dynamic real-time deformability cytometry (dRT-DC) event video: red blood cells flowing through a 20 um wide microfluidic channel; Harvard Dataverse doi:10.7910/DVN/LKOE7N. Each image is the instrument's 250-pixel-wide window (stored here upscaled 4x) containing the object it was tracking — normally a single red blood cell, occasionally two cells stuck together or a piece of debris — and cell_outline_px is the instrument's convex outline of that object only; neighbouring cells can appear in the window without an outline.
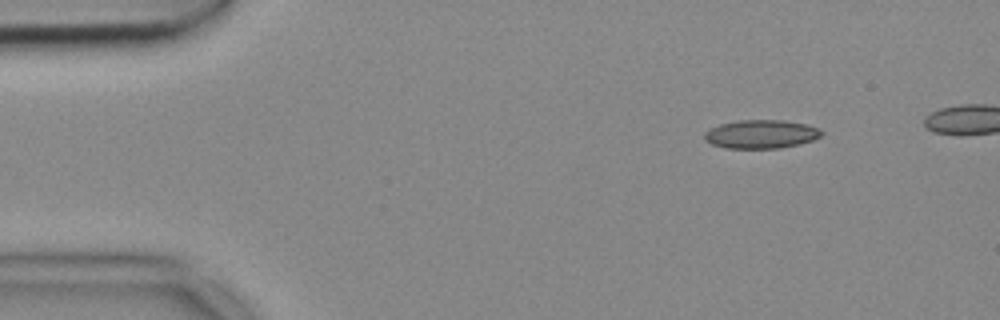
{"species": "common noctule bat (a hibernating species)", "species_latin": "Nyctalus noctula", "temperature_condition": "cold", "stored_images_in_passage": 43, "camera_frame_rate_fps": 3000, "um_per_image_px": 0.085, "animal": {"sex": "female", "body_mass_g": 18.4}, "frame": {"image": 1, "passage_image": 1, "time_ms": 0.0, "image_size_px": [1000, 320], "cell_outline_px": [[824, 132], [820, 136], [812, 140], [800, 144], [780, 148], [724, 148], [712, 144], [704, 140], [704, 132], [720, 124], [736, 120], [784, 120], [808, 124], [820, 128]], "centroid_in_image_um": [64.71, 11.4], "position_along_channel_um": 20.3, "area_um2": 19.65}}
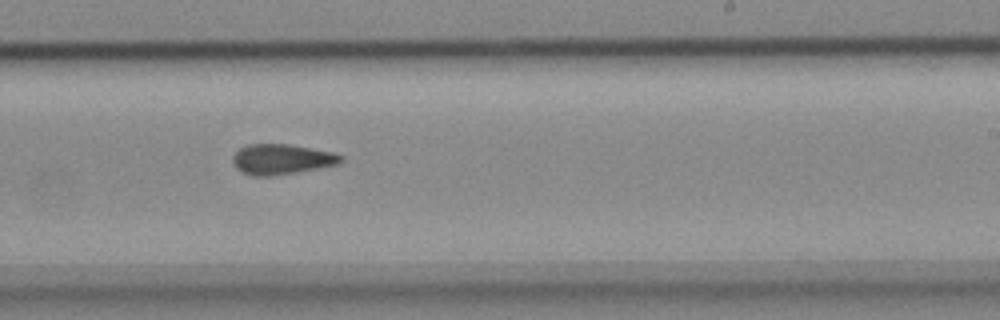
{"frame": {"image": 2, "passage_image": 27, "time_ms": 8.667, "image_size_px": [1000, 320], "cell_outline_px": [[344, 160], [336, 164], [296, 172], [268, 176], [252, 176], [236, 168], [232, 160], [232, 156], [240, 148], [248, 144], [288, 144], [336, 152], [344, 156]], "centroid_in_image_um": [23.95, 13.52], "position_along_channel_um": 265.1, "area_um2": 19.02}}
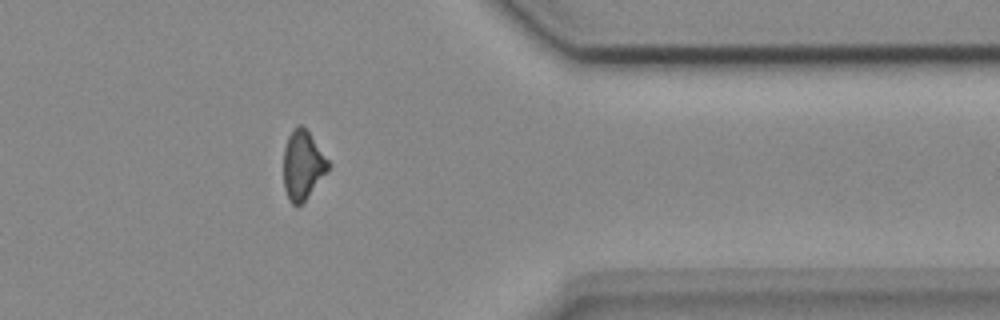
{"frame": {"image": 3, "passage_image": 38, "time_ms": 12.333, "image_size_px": [1000, 320], "cell_outline_px": [[332, 164], [304, 200], [296, 208], [288, 200], [284, 188], [284, 148], [288, 136], [296, 124], [300, 124], [308, 132]], "centroid_in_image_um": [25.71, 14.03], "position_along_channel_um": 385.7, "area_um2": 17.74}, "authors_computed_cell_mechanics": {"area_um2": 19.1896, "velocity_mm_per_s": 3.7216, "shape_relaxation_time_tau1_ms": null, "shape_relaxation_time_tau2_ms": 4.8407, "deformation_change_tau1": null, "deformation_change_tau2": 0.1179}}